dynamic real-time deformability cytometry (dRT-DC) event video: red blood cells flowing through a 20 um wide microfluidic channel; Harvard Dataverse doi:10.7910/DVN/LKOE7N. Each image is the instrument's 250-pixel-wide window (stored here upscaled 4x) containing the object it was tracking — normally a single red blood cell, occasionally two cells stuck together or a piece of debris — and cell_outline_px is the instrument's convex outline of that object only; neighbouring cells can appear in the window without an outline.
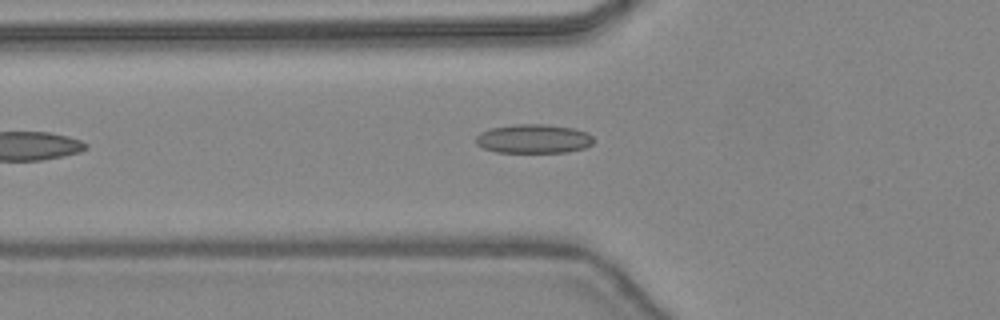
{"species": "common noctule bat (a hibernating species)", "species_latin": "Nyctalus noctula", "temperature_condition": "warm", "stored_images_in_passage": 19, "camera_frame_rate_fps": 3000, "um_per_image_px": 0.085, "animal": {"sex": "female", "body_mass_g": 24.6, "forearm_length_mm": 56.2}, "frame": {"image": 1, "passage_image": 2, "time_ms": 0.333, "image_size_px": [1000, 320], "cell_outline_px": [[596, 140], [592, 144], [584, 148], [568, 152], [496, 152], [484, 148], [476, 144], [476, 136], [480, 132], [492, 128], [516, 124], [544, 124], [572, 128], [588, 132]], "centroid_in_image_um": [45.38, 11.8], "position_along_channel_um": 80.4, "area_um2": 19.94}}
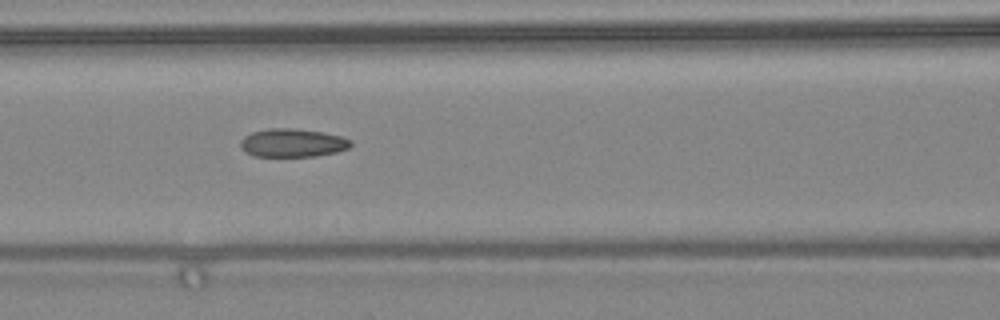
{"frame": {"image": 2, "passage_image": 6, "time_ms": 1.667, "image_size_px": [1000, 320], "cell_outline_px": [[352, 144], [348, 148], [336, 152], [316, 156], [252, 156], [244, 152], [240, 148], [240, 140], [244, 136], [252, 132], [268, 128], [296, 128], [320, 132], [340, 136], [348, 140]], "centroid_in_image_um": [24.79, 12.14], "position_along_channel_um": 141.8, "area_um2": 18.21}}
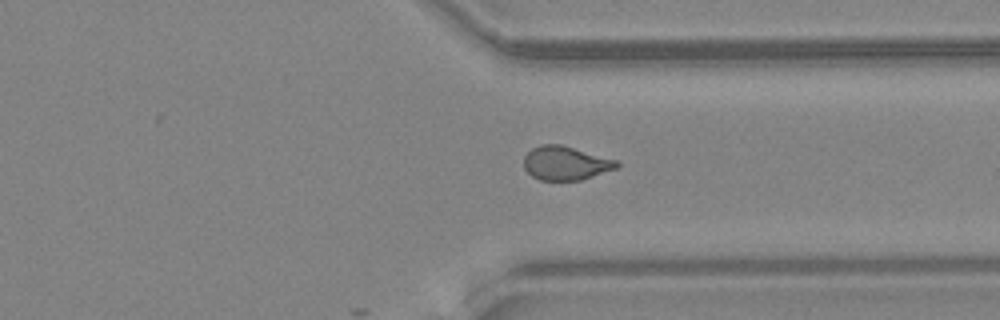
{"frame": {"image": 3, "passage_image": 18, "time_ms": 5.667, "image_size_px": [1000, 320], "cell_outline_px": [[620, 164], [616, 168], [580, 180], [540, 180], [532, 176], [524, 168], [524, 156], [532, 148], [540, 144], [560, 144], [616, 160]], "centroid_in_image_um": [48.03, 13.86], "position_along_channel_um": 363.4, "area_um2": 18.09}}